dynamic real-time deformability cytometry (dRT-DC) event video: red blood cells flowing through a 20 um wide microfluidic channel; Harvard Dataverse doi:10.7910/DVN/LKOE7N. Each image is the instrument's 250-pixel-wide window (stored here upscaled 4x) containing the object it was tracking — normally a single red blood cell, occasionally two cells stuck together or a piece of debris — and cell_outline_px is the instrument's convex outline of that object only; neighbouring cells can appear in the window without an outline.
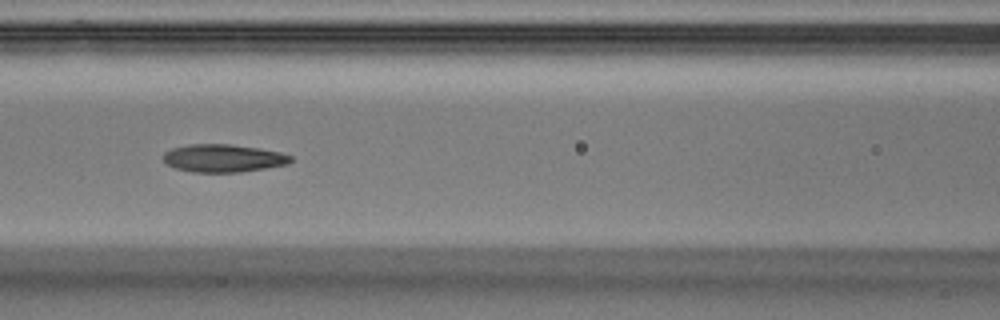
{"species": "Egyptian fruit bat (a non-hibernating species)", "species_latin": "Rousettus aegyptiacus", "temperature_condition": "warm", "stored_images_in_passage": 36, "camera_frame_rate_fps": 3000, "um_per_image_px": 0.085, "animal": {"sex": "male"}, "frame": {"image": 1, "passage_image": 11, "time_ms": 3.333, "image_size_px": [1000, 320], "cell_outline_px": [[292, 160], [288, 164], [240, 172], [192, 172], [176, 168], [164, 164], [160, 156], [164, 152], [172, 148], [188, 144], [232, 144], [260, 148], [280, 152], [292, 156]], "centroid_in_image_um": [18.92, 13.44], "position_along_channel_um": 147.7, "area_um2": 20.92}}
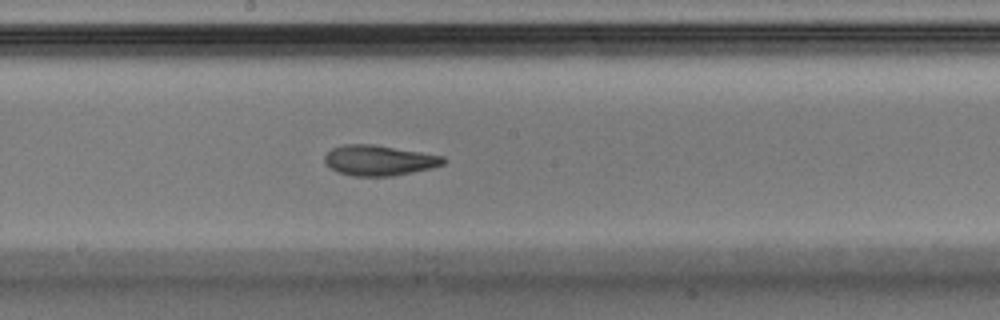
{"frame": {"image": 2, "passage_image": 16, "time_ms": 5.0, "image_size_px": [1000, 320], "cell_outline_px": [[448, 160], [444, 164], [432, 168], [392, 176], [352, 176], [336, 172], [324, 164], [324, 156], [332, 148], [344, 144], [376, 144], [444, 156]], "centroid_in_image_um": [32.21, 13.63], "position_along_channel_um": 216.0, "area_um2": 21.33}}